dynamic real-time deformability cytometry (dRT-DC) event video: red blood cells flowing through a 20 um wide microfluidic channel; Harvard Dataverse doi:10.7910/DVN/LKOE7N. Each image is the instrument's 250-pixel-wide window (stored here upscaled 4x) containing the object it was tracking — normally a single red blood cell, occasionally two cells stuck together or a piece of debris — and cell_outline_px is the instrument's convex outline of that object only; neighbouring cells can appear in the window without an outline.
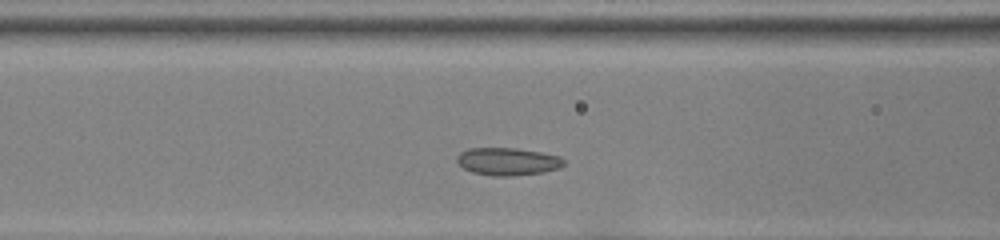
{"species": "common noctule bat (a hibernating species)", "species_latin": "Nyctalus noctula", "temperature_condition": "room temperature", "stored_images_in_passage": 32, "camera_frame_rate_fps": 3000, "um_per_image_px": 0.085, "animal": {"sex": "female", "body_mass_g": 22.0, "forearm_length_mm": 56.7}, "frame": {"image": 1, "passage_image": 8, "time_ms": 2.333, "image_size_px": [1000, 240], "cell_outline_px": [[564, 164], [560, 168], [544, 172], [516, 176], [492, 176], [472, 172], [464, 168], [456, 160], [456, 156], [460, 152], [468, 148], [516, 148], [540, 152], [560, 156], [564, 160]], "centroid_in_image_um": [43.15, 13.73], "position_along_channel_um": 123.4, "area_um2": 17.34}}
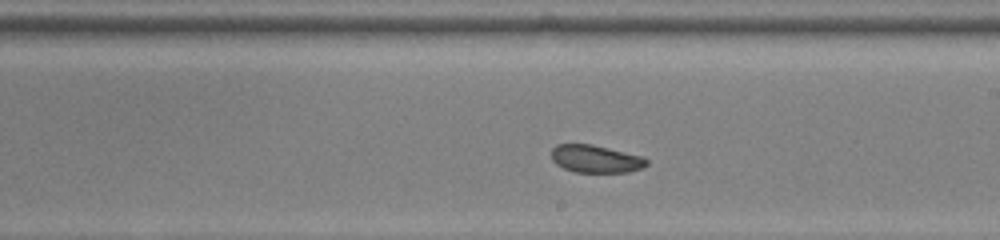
{"frame": {"image": 2, "passage_image": 17, "time_ms": 5.333, "image_size_px": [1000, 240], "cell_outline_px": [[648, 164], [640, 168], [628, 172], [576, 172], [564, 168], [556, 164], [552, 160], [552, 148], [556, 144], [592, 144], [644, 156], [648, 160]], "centroid_in_image_um": [50.64, 13.49], "position_along_channel_um": 238.4, "area_um2": 15.37}}
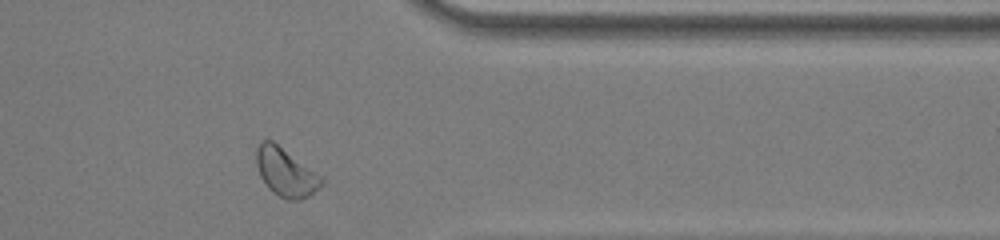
{"frame": {"image": 3, "passage_image": 29, "time_ms": 9.333, "image_size_px": [1000, 240], "cell_outline_px": [[324, 184], [320, 188], [308, 196], [300, 200], [288, 200], [272, 192], [268, 188], [260, 176], [256, 164], [256, 148], [264, 140], [272, 140], [320, 176], [324, 180]], "centroid_in_image_um": [24.27, 14.67], "position_along_channel_um": 387.1, "area_um2": 18.03}, "authors_computed_cell_mechanics": {"area_um2": 16.1551, "velocity_mm_per_s": 3.8438, "shape_relaxation_time_tau1_ms": null, "shape_relaxation_time_tau2_ms": 1.274, "deformation_change_tau1": null, "deformation_change_tau2": 0.0482}}